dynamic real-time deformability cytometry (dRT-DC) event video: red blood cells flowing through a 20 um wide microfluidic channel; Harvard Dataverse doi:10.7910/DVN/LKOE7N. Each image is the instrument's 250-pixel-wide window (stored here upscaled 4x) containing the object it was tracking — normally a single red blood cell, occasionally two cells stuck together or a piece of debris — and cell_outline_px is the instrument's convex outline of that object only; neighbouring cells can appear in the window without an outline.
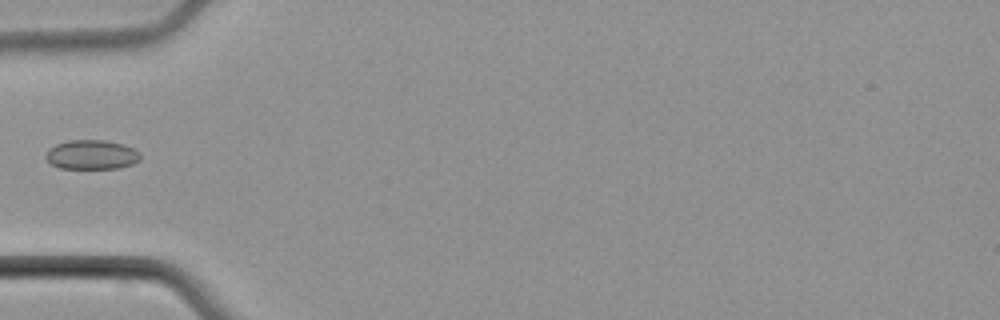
{"species": "common noctule bat (a hibernating species)", "species_latin": "Nyctalus noctula", "temperature_condition": "cold", "stored_images_in_passage": 5, "camera_frame_rate_fps": 3000, "um_per_image_px": 0.085, "animal": {"sex": "male", "body_mass_g": 21.5, "forearm_length_mm": 52.0}, "frame": {"image": 1, "passage_image": 5, "time_ms": 5.667, "image_size_px": [1000, 320], "cell_outline_px": [[140, 160], [132, 164], [120, 168], [60, 168], [52, 164], [44, 156], [48, 148], [56, 144], [68, 140], [104, 140], [124, 144], [140, 152]], "centroid_in_image_um": [7.79, 13.14], "position_along_channel_um": 77.2, "area_um2": 16.24}}